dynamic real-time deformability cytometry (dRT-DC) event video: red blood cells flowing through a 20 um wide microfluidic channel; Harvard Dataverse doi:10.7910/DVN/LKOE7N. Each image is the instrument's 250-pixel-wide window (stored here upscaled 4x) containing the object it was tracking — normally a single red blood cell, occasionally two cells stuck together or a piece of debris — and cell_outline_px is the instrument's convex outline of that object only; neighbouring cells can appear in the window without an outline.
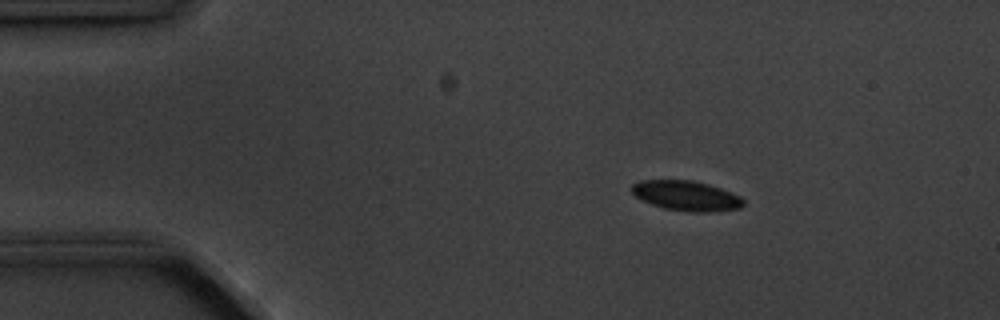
{"species": "common noctule bat (a hibernating species)", "species_latin": "Nyctalus noctula", "temperature_condition": "cold", "stored_images_in_passage": 4, "camera_frame_rate_fps": 3000, "um_per_image_px": 0.085, "animal": {"sex": "male", "body_mass_g": 20.1, "forearm_length_mm": 53.5}, "frame": {"image": 1, "passage_image": 2, "time_ms": 1.333, "image_size_px": [1000, 320], "cell_outline_px": [[744, 204], [740, 208], [708, 212], [688, 212], [664, 208], [640, 200], [632, 192], [632, 184], [640, 180], [692, 180], [708, 184], [732, 192], [740, 196], [744, 200]], "centroid_in_image_um": [58.33, 16.64], "position_along_channel_um": 26.7, "area_um2": 19.54}}
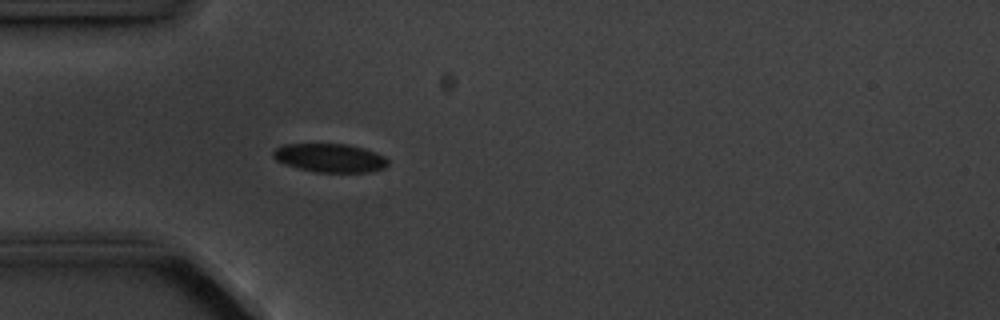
{"frame": {"image": 2, "passage_image": 4, "time_ms": 3.667, "image_size_px": [1000, 320], "cell_outline_px": [[388, 164], [384, 168], [368, 172], [316, 172], [284, 164], [276, 160], [272, 156], [272, 152], [276, 148], [284, 144], [348, 144], [364, 148], [376, 152], [384, 156], [388, 160]], "centroid_in_image_um": [28.05, 13.42], "position_along_channel_um": 57.0, "area_um2": 19.13}}